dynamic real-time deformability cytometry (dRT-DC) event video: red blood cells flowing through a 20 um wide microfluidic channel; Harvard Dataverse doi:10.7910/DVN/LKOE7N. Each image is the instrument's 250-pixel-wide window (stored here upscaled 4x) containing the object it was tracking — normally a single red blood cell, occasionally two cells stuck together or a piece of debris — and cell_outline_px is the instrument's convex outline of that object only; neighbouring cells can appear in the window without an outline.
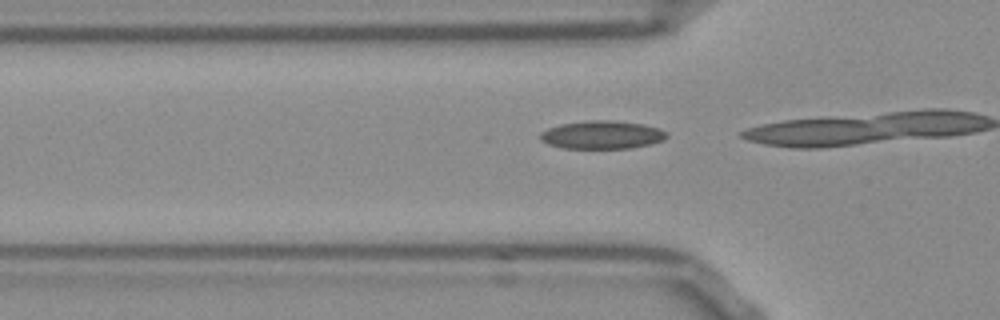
{"species": "Egyptian fruit bat (a non-hibernating species)", "species_latin": "Rousettus aegyptiacus", "temperature_condition": "room temperature", "stored_images_in_passage": 4, "camera_frame_rate_fps": 3000, "um_per_image_px": 0.085, "frame": {"image": 1, "passage_image": 2, "time_ms": 0.333, "image_size_px": [1000, 320], "cell_outline_px": [[668, 136], [664, 140], [648, 144], [628, 148], [564, 148], [548, 144], [540, 140], [540, 132], [548, 128], [560, 124], [588, 120], [612, 120], [644, 124], [656, 128], [664, 132]], "centroid_in_image_um": [51.12, 11.45], "position_along_channel_um": 74.7, "area_um2": 20.58}}